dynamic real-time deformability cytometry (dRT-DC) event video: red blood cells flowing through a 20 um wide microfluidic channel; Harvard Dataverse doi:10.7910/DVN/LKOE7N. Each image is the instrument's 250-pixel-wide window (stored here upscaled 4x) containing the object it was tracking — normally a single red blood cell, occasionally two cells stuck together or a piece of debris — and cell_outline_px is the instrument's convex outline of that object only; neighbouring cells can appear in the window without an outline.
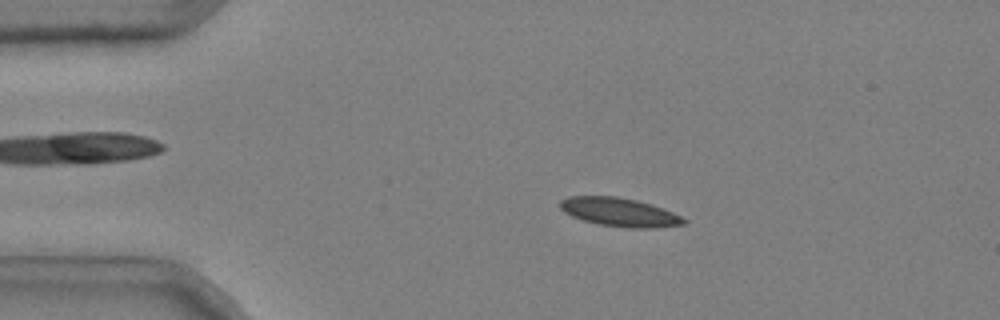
{"species": "common noctule bat (a hibernating species)", "species_latin": "Nyctalus noctula", "temperature_condition": "cold", "stored_images_in_passage": 51, "camera_frame_rate_fps": 3000, "um_per_image_px": 0.085, "animal": {"sex": "male", "body_mass_g": 20.4}, "frame": {"image": 1, "passage_image": 10, "time_ms": 3.0, "image_size_px": [1000, 320], "cell_outline_px": [[688, 220], [684, 224], [656, 228], [628, 228], [600, 224], [584, 220], [572, 216], [564, 212], [560, 208], [560, 200], [568, 196], [616, 196], [636, 200], [652, 204], [672, 212]], "centroid_in_image_um": [52.66, 18.03], "position_along_channel_um": 32.3, "area_um2": 20.58}}
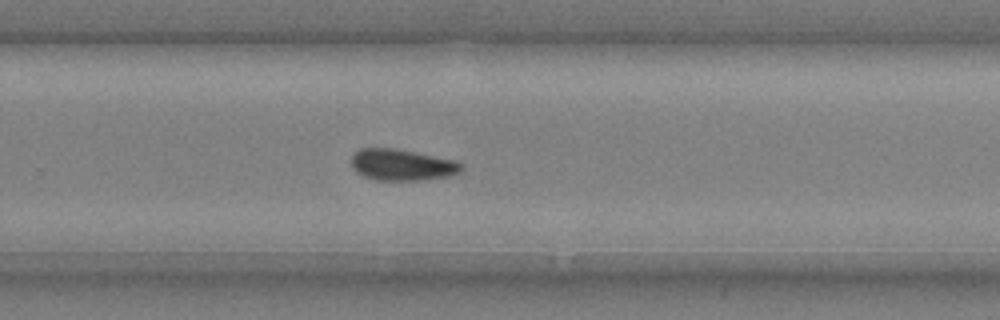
{"frame": {"image": 2, "passage_image": 35, "time_ms": 11.333, "image_size_px": [1000, 320], "cell_outline_px": [[464, 168], [460, 172], [452, 176], [424, 180], [376, 180], [364, 176], [356, 172], [352, 168], [352, 152], [360, 148], [396, 148], [456, 160], [464, 164]], "centroid_in_image_um": [34.2, 14.01], "position_along_channel_um": 295.6, "area_um2": 20.52}}
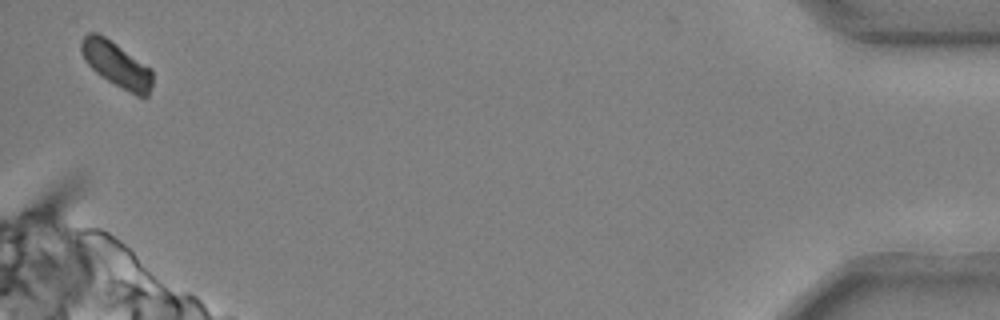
{"frame": {"image": 3, "passage_image": 51, "time_ms": 16.667, "image_size_px": [1000, 320], "cell_outline_px": [[152, 88], [148, 96], [144, 100], [136, 96], [108, 80], [96, 72], [84, 60], [80, 48], [80, 40], [88, 32], [96, 32], [104, 36], [152, 68]], "centroid_in_image_um": [9.93, 5.5], "position_along_channel_um": 425.3, "area_um2": 18.9}, "authors_computed_cell_mechanics": {"area_um2": 20.3456, "velocity_mm_per_s": 3.6767, "shape_relaxation_time_tau1_ms": 4.1717, "shape_relaxation_time_tau2_ms": 2.7773, "deformation_change_tau1": 0.1144, "deformation_change_tau2": 0.0762}}